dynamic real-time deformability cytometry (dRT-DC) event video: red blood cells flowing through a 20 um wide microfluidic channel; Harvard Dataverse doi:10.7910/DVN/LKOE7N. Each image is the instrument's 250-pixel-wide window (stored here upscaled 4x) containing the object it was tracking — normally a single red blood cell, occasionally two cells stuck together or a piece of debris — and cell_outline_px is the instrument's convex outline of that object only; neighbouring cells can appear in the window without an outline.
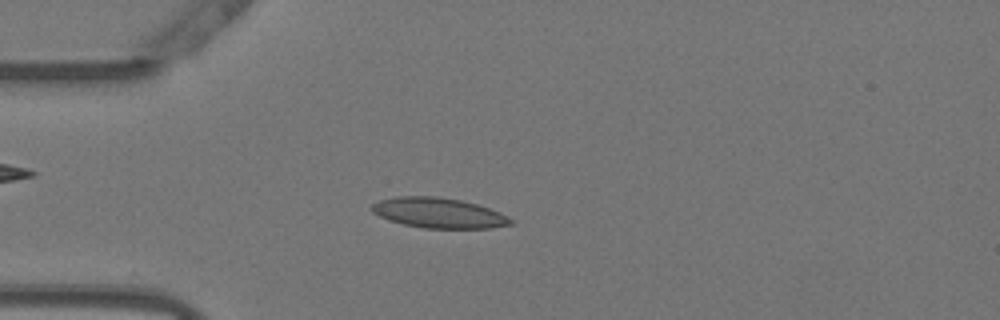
{"species": "Egyptian fruit bat (a non-hibernating species)", "species_latin": "Rousettus aegyptiacus", "temperature_condition": "warm", "stored_images_in_passage": 52, "camera_frame_rate_fps": 3000, "um_per_image_px": 0.085, "animal": {"sex": "female"}, "frame": {"image": 1, "passage_image": 13, "time_ms": 4.0, "image_size_px": [1000, 320], "cell_outline_px": [[516, 224], [492, 228], [424, 228], [404, 224], [388, 220], [372, 212], [372, 204], [380, 200], [396, 196], [436, 196], [460, 200], [476, 204], [500, 212], [516, 220]], "centroid_in_image_um": [37.34, 18.1], "position_along_channel_um": 47.7, "area_um2": 24.57}}
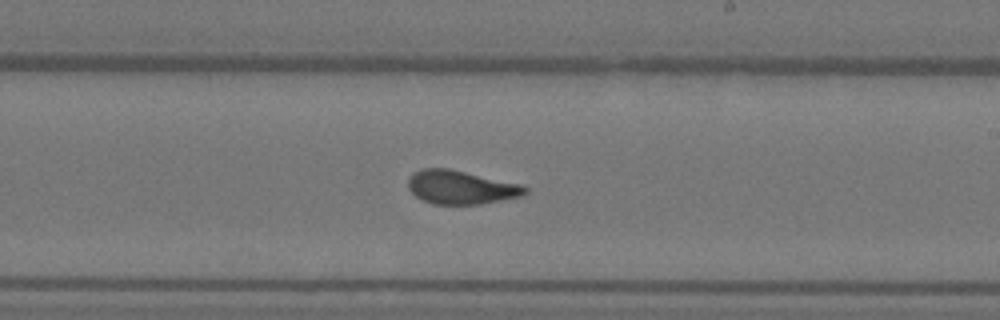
{"frame": {"image": 2, "passage_image": 30, "time_ms": 9.667, "image_size_px": [1000, 320], "cell_outline_px": [[528, 192], [524, 196], [480, 204], [432, 204], [416, 196], [408, 188], [408, 180], [412, 172], [420, 168], [448, 168], [520, 184], [528, 188]], "centroid_in_image_um": [39.17, 15.92], "position_along_channel_um": 249.8, "area_um2": 22.95}}
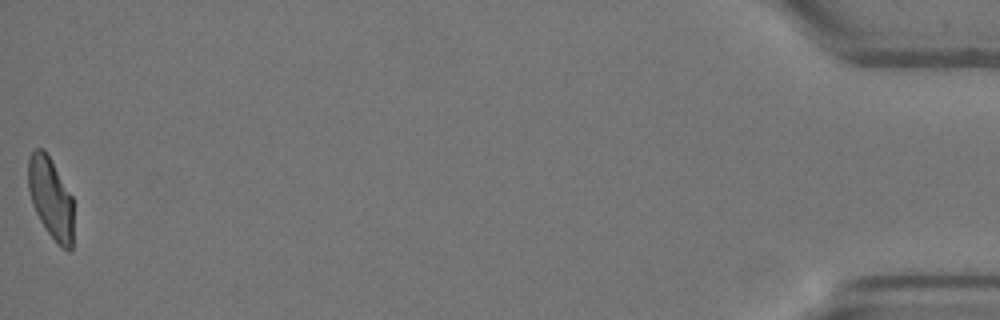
{"frame": {"image": 3, "passage_image": 52, "time_ms": 17.0, "image_size_px": [1000, 320], "cell_outline_px": [[72, 248], [68, 252], [60, 248], [48, 232], [40, 220], [32, 204], [28, 188], [28, 156], [36, 148], [44, 148], [72, 196]], "centroid_in_image_um": [4.3, 16.84], "position_along_channel_um": 430.9, "area_um2": 21.33}, "authors_computed_cell_mechanics": {"area_um2": 22.8888, "velocity_mm_per_s": 3.8097, "shape_relaxation_time_tau1_ms": 9.5547, "shape_relaxation_time_tau2_ms": 1.1425, "deformation_change_tau1": 0.249, "deformation_change_tau2": 0.0893}}